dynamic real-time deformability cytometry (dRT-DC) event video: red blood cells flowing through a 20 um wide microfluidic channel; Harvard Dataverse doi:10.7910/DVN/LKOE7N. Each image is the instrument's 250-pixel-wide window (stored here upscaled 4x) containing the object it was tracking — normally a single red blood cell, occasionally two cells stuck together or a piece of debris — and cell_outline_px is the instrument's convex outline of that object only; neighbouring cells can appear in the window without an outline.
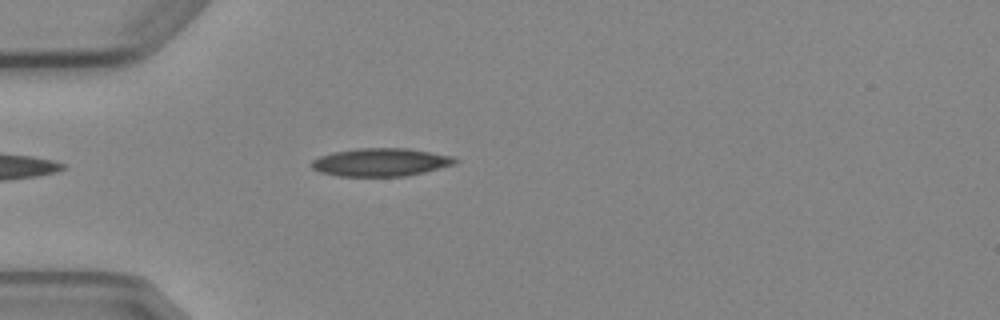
{"species": "Egyptian fruit bat (a non-hibernating species)", "species_latin": "Rousettus aegyptiacus", "temperature_condition": "cold", "stored_images_in_passage": 1, "camera_frame_rate_fps": 3000, "um_per_image_px": 0.085, "animal": {"sex": "female"}, "frame": {"image": 1, "passage_image": 1, "time_ms": 0.0, "image_size_px": [1000, 320], "cell_outline_px": [[460, 160], [456, 164], [424, 172], [404, 176], [336, 176], [320, 172], [312, 168], [312, 160], [320, 156], [332, 152], [356, 148], [408, 148], [452, 156]], "centroid_in_image_um": [32.37, 13.78], "position_along_channel_um": 52.6, "area_um2": 23.52}}